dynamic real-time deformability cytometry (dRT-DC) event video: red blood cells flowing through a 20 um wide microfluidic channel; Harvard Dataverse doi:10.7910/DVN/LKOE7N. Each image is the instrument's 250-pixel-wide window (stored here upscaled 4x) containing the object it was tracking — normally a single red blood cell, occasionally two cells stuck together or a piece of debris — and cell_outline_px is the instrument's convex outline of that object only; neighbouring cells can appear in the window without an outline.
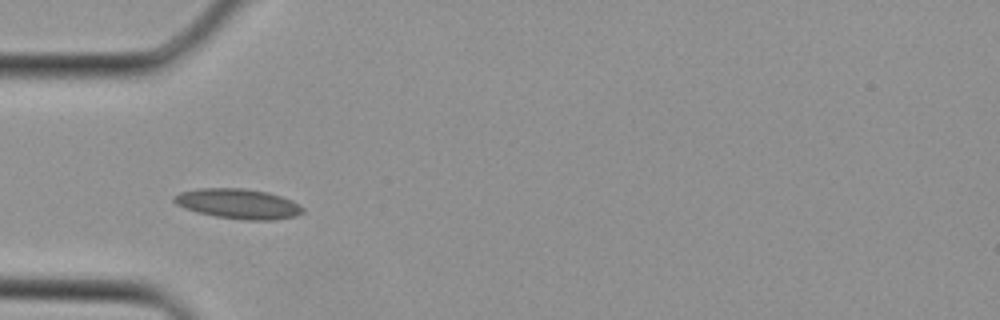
{"species": "Egyptian fruit bat (a non-hibernating species)", "species_latin": "Rousettus aegyptiacus", "temperature_condition": "cold", "stored_images_in_passage": 1, "camera_frame_rate_fps": 3000, "um_per_image_px": 0.085, "animal": {"sex": "female"}, "frame": {"image": 1, "passage_image": 1, "time_ms": 0.0, "image_size_px": [1000, 320], "cell_outline_px": [[304, 212], [296, 216], [272, 220], [244, 220], [216, 216], [196, 212], [184, 208], [176, 204], [172, 200], [172, 196], [180, 192], [200, 188], [244, 188], [268, 192], [292, 200], [304, 208]], "centroid_in_image_um": [20.23, 17.32], "position_along_channel_um": 64.8, "area_um2": 22.6}}